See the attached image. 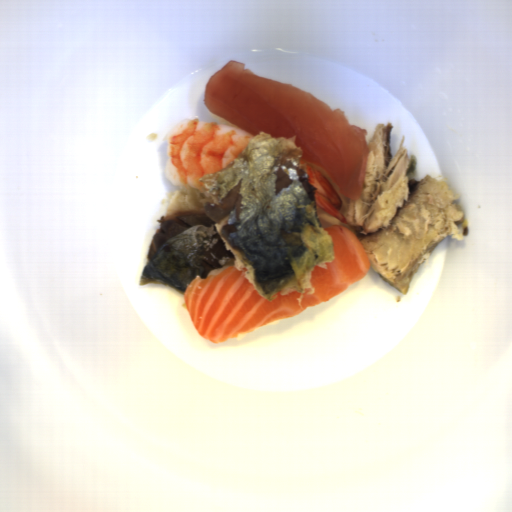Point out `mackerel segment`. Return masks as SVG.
<instances>
[{"instance_id": "1", "label": "mackerel segment", "mask_w": 512, "mask_h": 512, "mask_svg": "<svg viewBox=\"0 0 512 512\" xmlns=\"http://www.w3.org/2000/svg\"><path fill=\"white\" fill-rule=\"evenodd\" d=\"M296 135L260 131L227 166L197 180L200 194L173 191L139 277L184 294L196 276L232 265L270 303L314 293L311 272L335 259L317 219V187L300 162Z\"/></svg>"}, {"instance_id": "2", "label": "mackerel segment", "mask_w": 512, "mask_h": 512, "mask_svg": "<svg viewBox=\"0 0 512 512\" xmlns=\"http://www.w3.org/2000/svg\"><path fill=\"white\" fill-rule=\"evenodd\" d=\"M394 125L376 124L367 142L369 153L362 194L348 198L346 224L358 229L370 266L391 287L407 296L412 278L428 264L440 242L461 241L465 218L459 200L445 179L428 174L418 181L417 157L403 148L402 133L393 156Z\"/></svg>"}]
</instances>
